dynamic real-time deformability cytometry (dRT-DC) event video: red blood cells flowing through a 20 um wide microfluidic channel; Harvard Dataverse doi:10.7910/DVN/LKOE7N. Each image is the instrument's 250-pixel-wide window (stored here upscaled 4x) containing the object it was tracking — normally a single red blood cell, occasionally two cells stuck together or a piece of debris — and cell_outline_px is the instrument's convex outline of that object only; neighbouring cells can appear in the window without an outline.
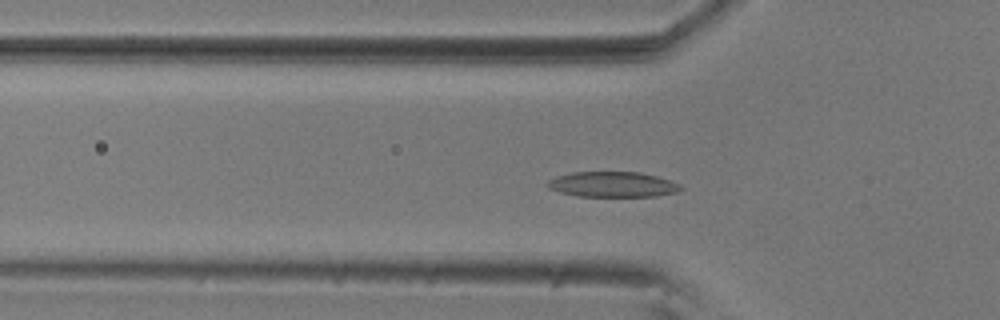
{"species": "common noctule bat (a hibernating species)", "species_latin": "Nyctalus noctula", "temperature_condition": "room temperature", "stored_images_in_passage": 57, "camera_frame_rate_fps": 3000, "um_per_image_px": 0.085, "animal": {"sex": "male", "body_mass_g": 20.5, "forearm_length_mm": 52.5}, "frame": {"image": 1, "passage_image": 18, "time_ms": 5.667, "image_size_px": [1000, 320], "cell_outline_px": [[684, 188], [676, 192], [656, 196], [576, 196], [560, 192], [548, 188], [544, 184], [548, 180], [556, 176], [572, 172], [640, 172], [656, 176], [680, 184]], "centroid_in_image_um": [52.03, 15.67], "position_along_channel_um": 73.8, "area_um2": 19.71}}
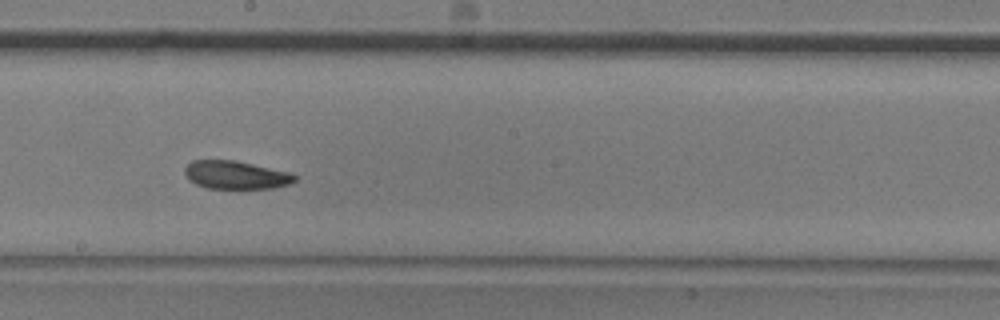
{"frame": {"image": 2, "passage_image": 31, "time_ms": 10.0, "image_size_px": [1000, 320], "cell_outline_px": [[296, 180], [288, 184], [272, 188], [208, 188], [196, 184], [188, 180], [184, 172], [184, 168], [192, 160], [236, 160], [292, 172], [296, 176]], "centroid_in_image_um": [20.04, 14.86], "position_along_channel_um": 228.2, "area_um2": 18.15}}
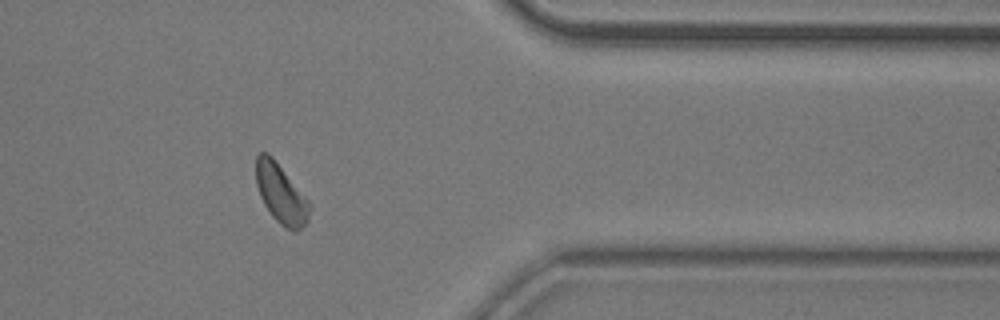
{"frame": {"image": 3, "passage_image": 46, "time_ms": 15.0, "image_size_px": [1000, 320], "cell_outline_px": [[312, 208], [308, 220], [300, 228], [292, 232], [280, 224], [272, 216], [264, 204], [260, 196], [256, 184], [256, 156], [260, 152], [268, 152], [272, 156], [312, 204]], "centroid_in_image_um": [23.89, 16.47], "position_along_channel_um": 387.5, "area_um2": 18.61}, "authors_computed_cell_mechanics": {"area_um2": 19.1318, "velocity_mm_per_s": 3.54, "shape_relaxation_time_tau1_ms": 3.586, "shape_relaxation_time_tau2_ms": 3.9025, "deformation_change_tau1": 0.1086, "deformation_change_tau2": 0.0932}}